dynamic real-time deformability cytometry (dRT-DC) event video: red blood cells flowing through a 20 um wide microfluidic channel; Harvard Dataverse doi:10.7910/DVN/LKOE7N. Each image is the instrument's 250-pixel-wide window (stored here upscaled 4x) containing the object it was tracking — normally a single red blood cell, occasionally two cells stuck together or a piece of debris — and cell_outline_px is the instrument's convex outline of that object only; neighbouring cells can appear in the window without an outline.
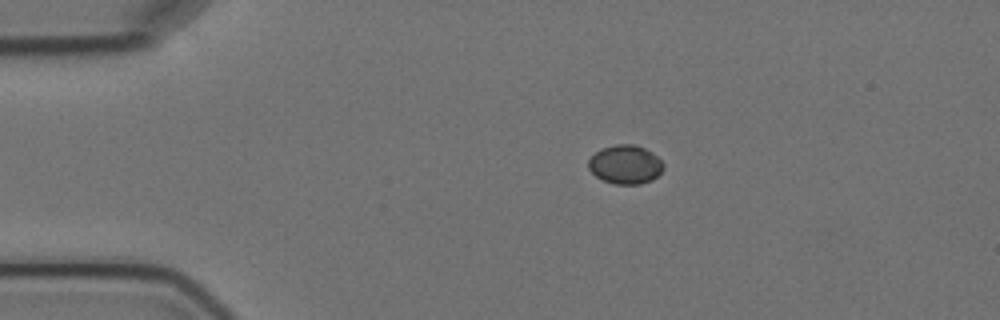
{"species": "Egyptian fruit bat (a non-hibernating species)", "species_latin": "Rousettus aegyptiacus", "temperature_condition": "cold", "stored_images_in_passage": 4, "camera_frame_rate_fps": 3000, "um_per_image_px": 0.085, "animal": {"sex": "female"}, "frame": {"image": 1, "passage_image": 1, "time_ms": 0.0, "image_size_px": [1000, 320], "cell_outline_px": [[664, 168], [652, 180], [640, 184], [616, 184], [604, 180], [596, 176], [588, 168], [588, 160], [600, 148], [616, 144], [636, 144], [652, 152], [664, 164]], "centroid_in_image_um": [53.15, 13.97], "position_along_channel_um": 31.9, "area_um2": 16.94}}
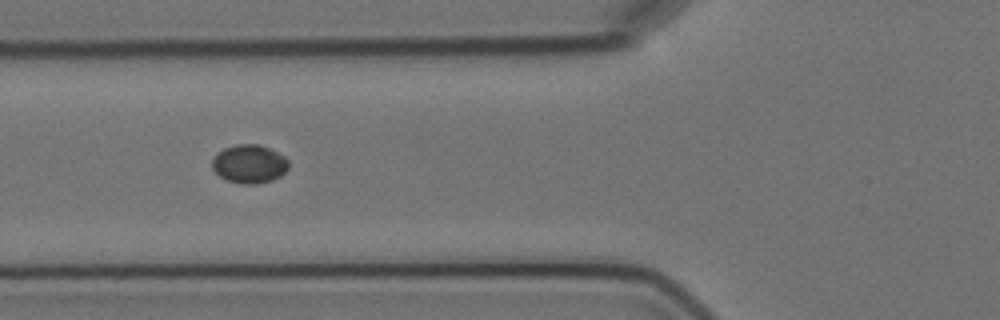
{"frame": {"image": 2, "passage_image": 3, "time_ms": 3.333, "image_size_px": [1000, 320], "cell_outline_px": [[288, 168], [280, 176], [272, 180], [256, 184], [240, 184], [228, 180], [220, 176], [212, 168], [212, 160], [216, 152], [224, 148], [236, 144], [260, 144], [284, 156], [288, 160]], "centroid_in_image_um": [21.17, 13.93], "position_along_channel_um": 104.6, "area_um2": 17.17}}
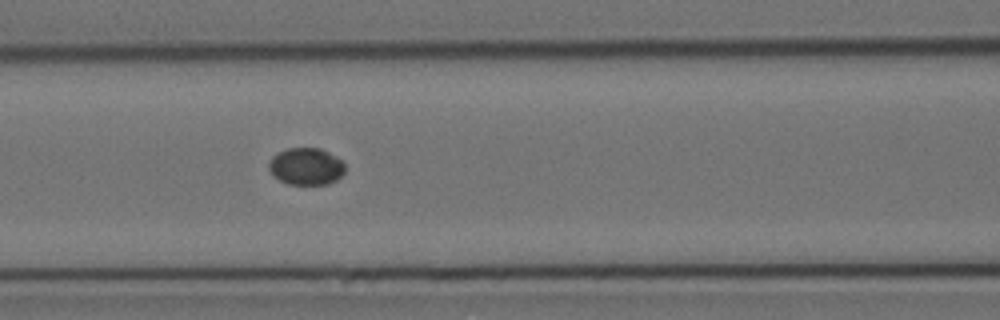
{"frame": {"image": 3, "passage_image": 4, "time_ms": 4.333, "image_size_px": [1000, 320], "cell_outline_px": [[344, 172], [336, 180], [328, 184], [288, 184], [272, 176], [268, 168], [268, 164], [272, 156], [276, 152], [288, 148], [320, 148], [336, 156], [344, 164]], "centroid_in_image_um": [25.98, 14.14], "position_along_channel_um": 140.6, "area_um2": 16.53}}